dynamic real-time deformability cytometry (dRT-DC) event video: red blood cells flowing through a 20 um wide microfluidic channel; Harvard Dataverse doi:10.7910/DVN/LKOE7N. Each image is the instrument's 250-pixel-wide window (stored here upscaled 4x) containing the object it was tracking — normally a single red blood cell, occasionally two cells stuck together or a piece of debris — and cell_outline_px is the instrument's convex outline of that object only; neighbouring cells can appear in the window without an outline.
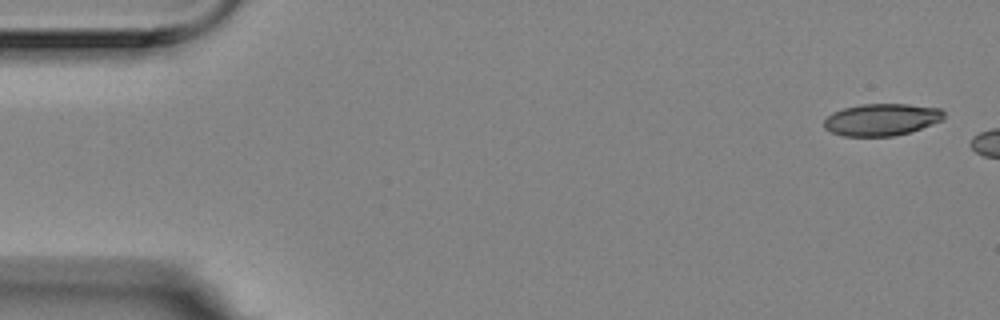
{"species": "Egyptian fruit bat (a non-hibernating species)", "species_latin": "Rousettus aegyptiacus", "temperature_condition": "room temperature", "stored_images_in_passage": 3, "camera_frame_rate_fps": 3000, "um_per_image_px": 0.085, "animal": {"sex": "female"}, "frame": {"image": 1, "passage_image": 1, "time_ms": 0.0, "image_size_px": [1000, 320], "cell_outline_px": [[944, 120], [908, 132], [892, 136], [844, 136], [832, 132], [824, 128], [824, 120], [832, 112], [844, 108], [860, 104], [908, 104], [940, 108], [944, 112]], "centroid_in_image_um": [74.93, 10.16], "position_along_channel_um": 10.1, "area_um2": 22.31}}